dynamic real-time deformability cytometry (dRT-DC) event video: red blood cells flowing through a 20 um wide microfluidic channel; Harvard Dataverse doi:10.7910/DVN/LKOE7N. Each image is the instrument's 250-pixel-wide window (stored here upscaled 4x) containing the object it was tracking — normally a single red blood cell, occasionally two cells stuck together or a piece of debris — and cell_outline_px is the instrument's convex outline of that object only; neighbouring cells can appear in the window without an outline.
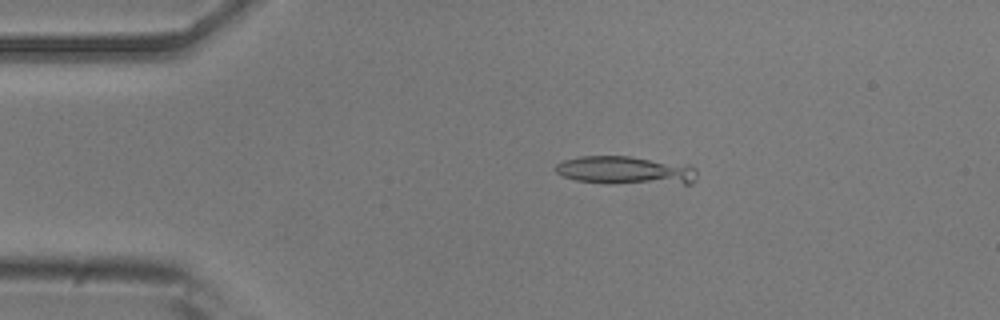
{"species": "common noctule bat (a hibernating species)", "species_latin": "Nyctalus noctula", "temperature_condition": "room temperature", "stored_images_in_passage": 13, "camera_frame_rate_fps": 3000, "um_per_image_px": 0.085, "animal": {"sex": "male", "body_mass_g": 20.5, "forearm_length_mm": 52.5}, "frame": {"image": 1, "passage_image": 11, "time_ms": 3.333, "image_size_px": [1000, 320], "cell_outline_px": [[696, 180], [692, 184], [604, 184], [576, 180], [564, 176], [556, 172], [556, 164], [564, 160], [580, 156], [628, 156], [692, 164], [696, 168]], "centroid_in_image_um": [53.26, 14.5], "position_along_channel_um": 31.7, "area_um2": 24.04}}